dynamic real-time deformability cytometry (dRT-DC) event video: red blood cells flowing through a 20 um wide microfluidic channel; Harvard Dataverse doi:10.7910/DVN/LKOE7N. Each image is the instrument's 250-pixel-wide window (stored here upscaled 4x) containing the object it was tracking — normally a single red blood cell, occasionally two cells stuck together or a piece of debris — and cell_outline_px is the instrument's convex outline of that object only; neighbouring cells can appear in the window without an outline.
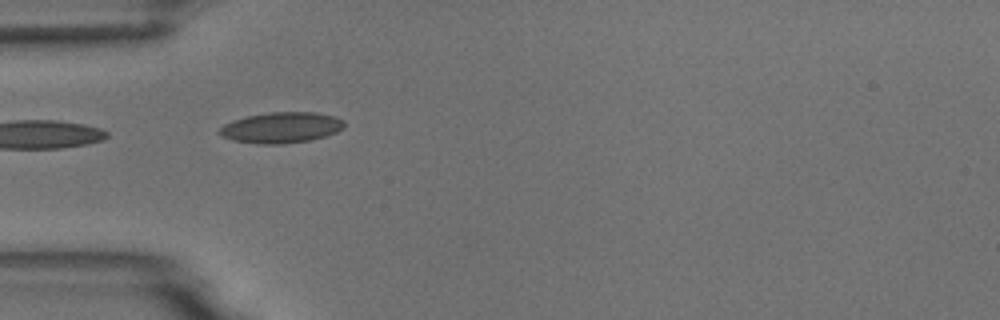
{"species": "common noctule bat (a hibernating species)", "species_latin": "Nyctalus noctula", "temperature_condition": "room temperature", "stored_images_in_passage": 8, "camera_frame_rate_fps": 3000, "um_per_image_px": 0.085, "animal": {"sex": "male", "body_mass_g": 18.8}, "frame": {"image": 1, "passage_image": 5, "time_ms": 4.333, "image_size_px": [1000, 320], "cell_outline_px": [[344, 128], [336, 132], [312, 140], [280, 144], [260, 144], [232, 140], [220, 136], [216, 132], [224, 124], [232, 120], [248, 116], [268, 112], [316, 112], [336, 116], [344, 120]], "centroid_in_image_um": [23.9, 10.84], "position_along_channel_um": 61.1, "area_um2": 22.6}}